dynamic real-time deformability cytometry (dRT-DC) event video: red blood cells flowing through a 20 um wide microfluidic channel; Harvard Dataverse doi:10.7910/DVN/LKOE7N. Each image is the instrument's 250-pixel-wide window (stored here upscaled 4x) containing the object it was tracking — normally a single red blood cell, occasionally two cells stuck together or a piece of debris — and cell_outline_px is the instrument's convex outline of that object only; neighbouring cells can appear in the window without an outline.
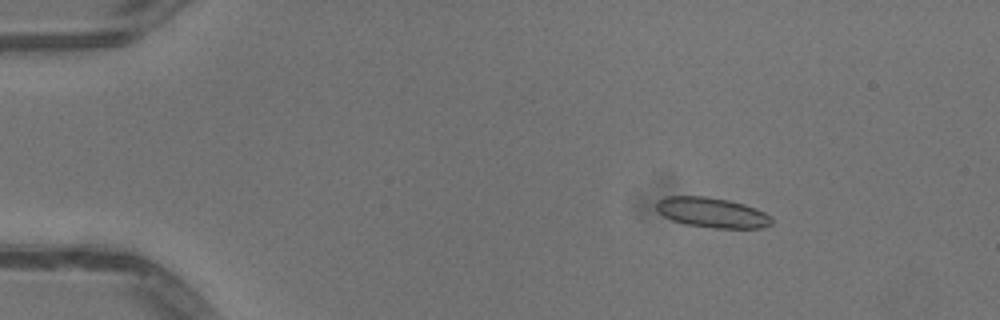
{"species": "common noctule bat (a hibernating species)", "species_latin": "Nyctalus noctula", "temperature_condition": "warm", "stored_images_in_passage": 52, "camera_frame_rate_fps": 3000, "um_per_image_px": 0.085, "animal": {"sex": "male", "body_mass_g": 13.3}, "frame": {"image": 1, "passage_image": 9, "time_ms": 2.667, "image_size_px": [1000, 320], "cell_outline_px": [[772, 224], [764, 228], [712, 228], [684, 224], [672, 220], [664, 216], [656, 208], [656, 200], [664, 196], [704, 196], [728, 200], [744, 204], [756, 208], [772, 216]], "centroid_in_image_um": [60.53, 18.07], "position_along_channel_um": 24.5, "area_um2": 20.4}}
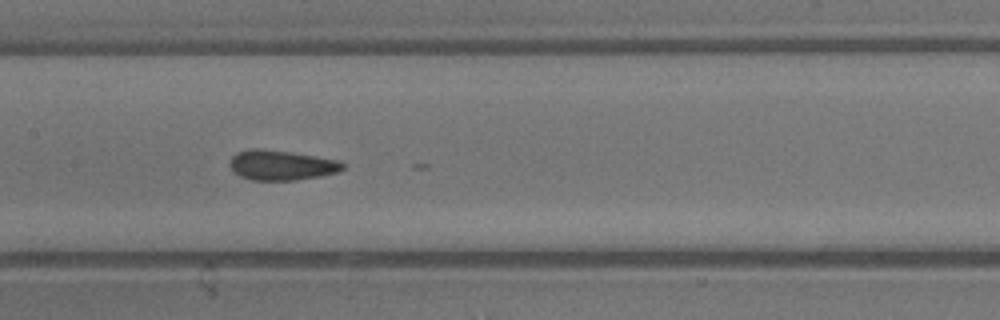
{"frame": {"image": 2, "passage_image": 27, "time_ms": 8.667, "image_size_px": [1000, 320], "cell_outline_px": [[344, 168], [336, 172], [320, 176], [296, 180], [252, 180], [240, 176], [228, 164], [232, 156], [236, 152], [248, 148], [260, 148], [292, 152], [340, 160], [344, 164]], "centroid_in_image_um": [23.9, 14.02], "position_along_channel_um": 183.5, "area_um2": 19.83}}
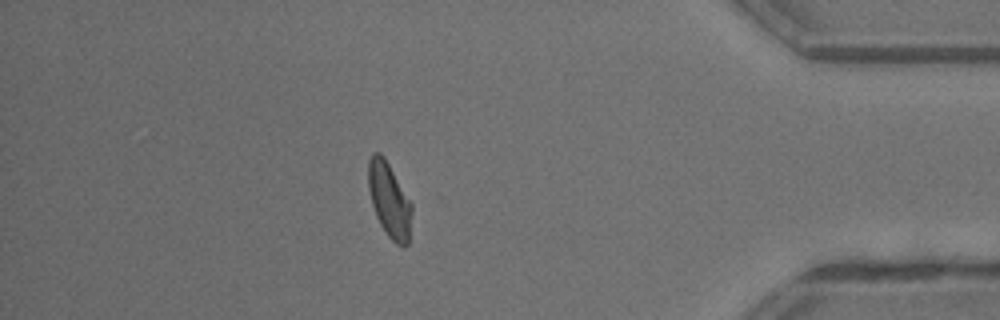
{"frame": {"image": 3, "passage_image": 46, "time_ms": 15.0, "image_size_px": [1000, 320], "cell_outline_px": [[412, 212], [408, 244], [396, 244], [388, 236], [380, 224], [376, 216], [372, 204], [368, 188], [368, 160], [372, 152], [380, 152], [384, 156], [412, 204]], "centroid_in_image_um": [33.07, 16.96], "position_along_channel_um": 402.1, "area_um2": 18.84}}